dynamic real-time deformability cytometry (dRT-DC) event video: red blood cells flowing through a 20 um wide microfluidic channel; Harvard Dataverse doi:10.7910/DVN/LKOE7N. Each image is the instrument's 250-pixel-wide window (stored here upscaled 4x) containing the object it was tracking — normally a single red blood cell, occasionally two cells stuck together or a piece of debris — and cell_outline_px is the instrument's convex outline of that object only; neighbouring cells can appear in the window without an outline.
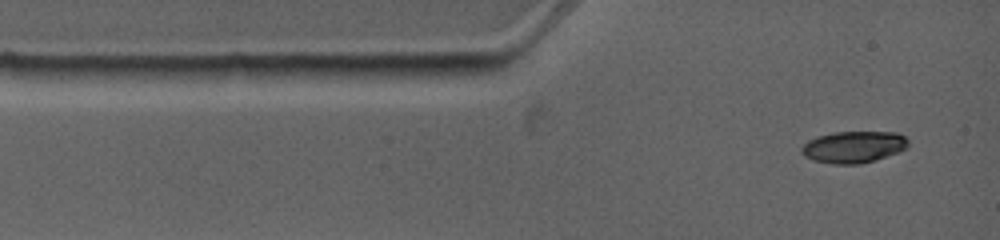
{"species": "common noctule bat (a hibernating species)", "species_latin": "Nyctalus noctula", "temperature_condition": "warm", "stored_images_in_passage": 3, "camera_frame_rate_fps": 4500, "um_per_image_px": 0.085, "animal": {"sex": "female", "body_mass_g": 19.0, "forearm_length_mm": 53.3}, "frame": {"image": 1, "passage_image": 1, "time_ms": 0.0, "image_size_px": [1000, 240], "cell_outline_px": [[908, 144], [904, 148], [896, 152], [876, 160], [860, 164], [832, 164], [812, 160], [804, 156], [800, 152], [800, 148], [808, 140], [832, 132], [896, 132], [904, 136], [908, 140]], "centroid_in_image_um": [72.51, 12.49], "position_along_channel_um": 12.5, "area_um2": 19.65}}
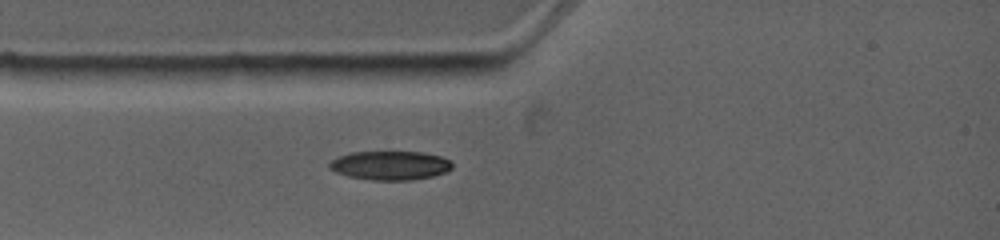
{"frame": {"image": 2, "passage_image": 3, "time_ms": 1.778, "image_size_px": [1000, 240], "cell_outline_px": [[452, 168], [444, 172], [432, 176], [412, 180], [372, 180], [348, 176], [336, 172], [328, 168], [328, 164], [336, 156], [352, 152], [420, 152], [440, 156], [448, 160], [452, 164]], "centroid_in_image_um": [33.11, 14.06], "position_along_channel_um": 51.9, "area_um2": 20.63}}